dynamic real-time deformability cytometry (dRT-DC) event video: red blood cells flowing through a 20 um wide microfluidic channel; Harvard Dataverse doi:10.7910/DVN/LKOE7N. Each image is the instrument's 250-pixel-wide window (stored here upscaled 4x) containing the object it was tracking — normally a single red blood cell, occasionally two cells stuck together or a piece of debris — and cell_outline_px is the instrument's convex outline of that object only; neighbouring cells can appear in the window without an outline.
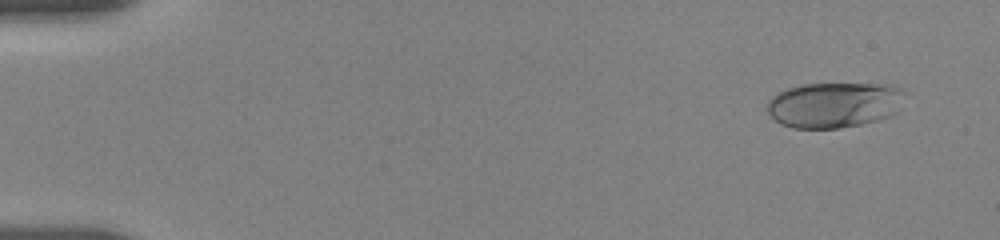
{"species": "human", "species_latin": "Homo sapiens", "temperature_condition": "room temperature", "stored_images_in_passage": 14, "camera_frame_rate_fps": 3000, "um_per_image_px": 0.085, "donor": {"sex": "female"}, "frame": {"image": 1, "passage_image": 3, "time_ms": 1.0, "image_size_px": [1000, 240], "cell_outline_px": [[904, 92], [896, 112], [892, 116], [860, 124], [840, 128], [792, 128], [780, 124], [768, 112], [768, 100], [776, 92], [800, 84], [888, 84], [900, 88]], "centroid_in_image_um": [70.87, 8.91], "position_along_channel_um": 14.1, "area_um2": 36.41}}
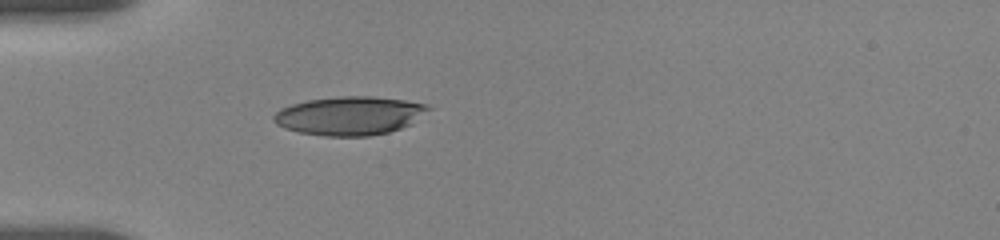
{"frame": {"image": 2, "passage_image": 11, "time_ms": 5.333, "image_size_px": [1000, 240], "cell_outline_px": [[432, 108], [412, 124], [388, 132], [368, 136], [324, 136], [300, 132], [284, 128], [276, 124], [272, 120], [272, 116], [280, 108], [292, 104], [308, 100], [340, 96], [372, 96], [404, 100], [428, 104]], "centroid_in_image_um": [29.72, 9.83], "position_along_channel_um": 55.3, "area_um2": 34.91}}
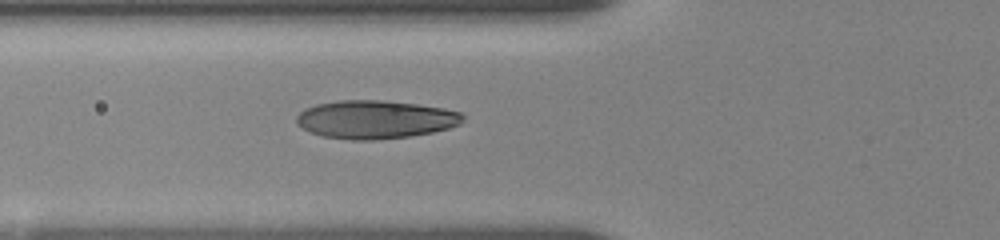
{"frame": {"image": 3, "passage_image": 14, "time_ms": 6.667, "image_size_px": [1000, 240], "cell_outline_px": [[464, 120], [460, 124], [448, 128], [432, 132], [408, 136], [372, 140], [352, 140], [324, 136], [312, 132], [296, 124], [296, 116], [304, 108], [316, 104], [340, 100], [380, 100], [416, 104], [444, 108], [460, 112], [464, 116]], "centroid_in_image_um": [31.89, 10.15], "position_along_channel_um": 93.9, "area_um2": 36.93}}